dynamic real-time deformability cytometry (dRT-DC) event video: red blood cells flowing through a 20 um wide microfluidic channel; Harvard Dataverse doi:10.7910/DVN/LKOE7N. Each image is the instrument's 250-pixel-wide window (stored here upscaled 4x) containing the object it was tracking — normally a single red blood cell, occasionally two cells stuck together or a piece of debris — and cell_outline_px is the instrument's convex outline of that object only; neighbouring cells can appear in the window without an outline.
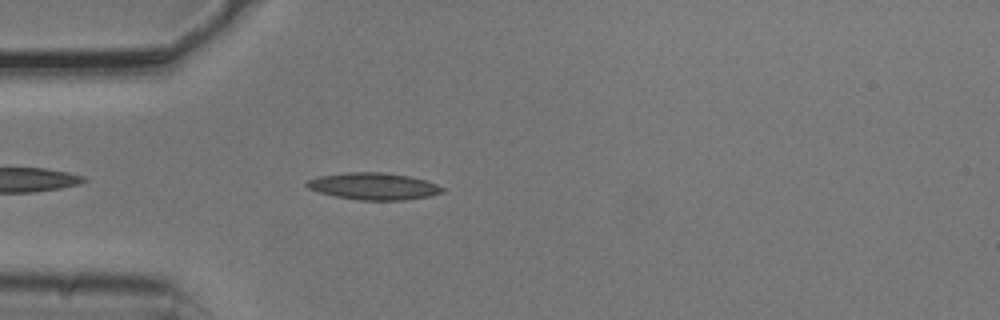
{"species": "common noctule bat (a hibernating species)", "species_latin": "Nyctalus noctula", "temperature_condition": "cold", "stored_images_in_passage": 4, "camera_frame_rate_fps": 3000, "um_per_image_px": 0.085, "animal": {"sex": "male", "body_mass_g": 20.5, "forearm_length_mm": 52.5}, "frame": {"image": 1, "passage_image": 4, "time_ms": 1.0, "image_size_px": [1000, 320], "cell_outline_px": [[444, 192], [428, 196], [404, 200], [360, 200], [336, 196], [320, 192], [308, 188], [304, 184], [308, 180], [320, 176], [348, 172], [380, 172], [408, 176], [424, 180], [436, 184], [444, 188]], "centroid_in_image_um": [31.75, 15.83], "position_along_channel_um": 53.2, "area_um2": 20.98}}